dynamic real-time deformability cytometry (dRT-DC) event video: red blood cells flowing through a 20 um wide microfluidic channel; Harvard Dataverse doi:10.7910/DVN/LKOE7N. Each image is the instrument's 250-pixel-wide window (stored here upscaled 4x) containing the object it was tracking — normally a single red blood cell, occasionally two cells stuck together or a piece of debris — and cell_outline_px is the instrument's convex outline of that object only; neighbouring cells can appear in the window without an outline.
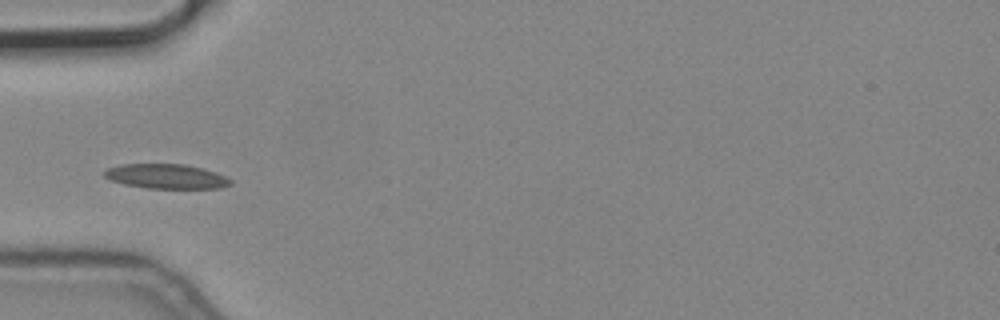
{"species": "common noctule bat (a hibernating species)", "species_latin": "Nyctalus noctula", "temperature_condition": "cold", "stored_images_in_passage": 2, "camera_frame_rate_fps": 3000, "um_per_image_px": 0.085, "animal": {"sex": "male", "body_mass_g": 19.2, "forearm_length_mm": 51.8}, "frame": {"image": 1, "passage_image": 2, "time_ms": 0.333, "image_size_px": [1000, 320], "cell_outline_px": [[232, 184], [220, 188], [148, 188], [124, 184], [108, 180], [104, 176], [104, 172], [108, 168], [120, 164], [184, 164], [204, 168], [216, 172], [232, 180]], "centroid_in_image_um": [14.13, 14.99], "position_along_channel_um": 70.9, "area_um2": 18.15}}